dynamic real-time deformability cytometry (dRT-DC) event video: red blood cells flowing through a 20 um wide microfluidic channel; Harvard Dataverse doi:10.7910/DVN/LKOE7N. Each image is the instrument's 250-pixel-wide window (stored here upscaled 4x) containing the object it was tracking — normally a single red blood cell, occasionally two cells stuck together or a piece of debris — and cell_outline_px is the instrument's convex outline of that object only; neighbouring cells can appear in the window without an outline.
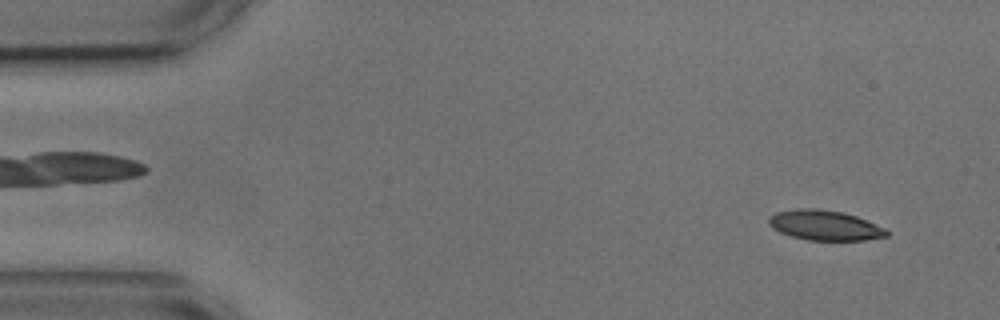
{"species": "common noctule bat (a hibernating species)", "species_latin": "Nyctalus noctula", "temperature_condition": "cold", "stored_images_in_passage": 4, "camera_frame_rate_fps": 3000, "um_per_image_px": 0.085, "animal": {"sex": "male", "body_mass_g": 17.9, "forearm_length_mm": 54.2}, "frame": {"image": 1, "passage_image": 1, "time_ms": 0.0, "image_size_px": [1000, 320], "cell_outline_px": [[888, 236], [864, 240], [808, 240], [792, 236], [780, 232], [772, 228], [768, 224], [768, 216], [776, 212], [800, 208], [816, 208], [840, 212], [856, 216], [884, 228], [888, 232]], "centroid_in_image_um": [70.06, 19.15], "position_along_channel_um": 14.9, "area_um2": 20.46}}
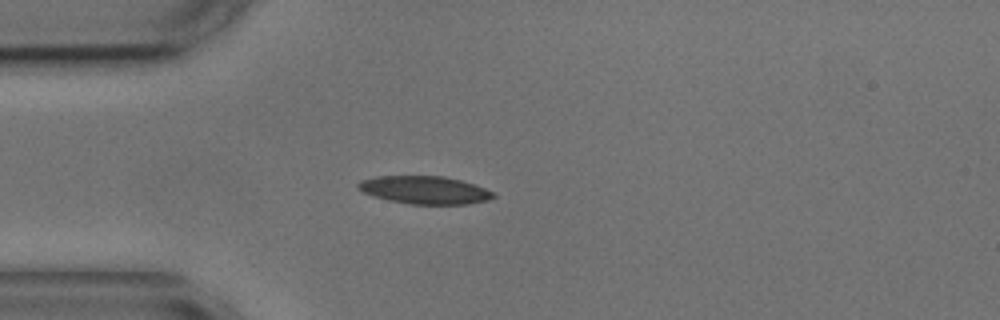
{"frame": {"image": 2, "passage_image": 4, "time_ms": 3.333, "image_size_px": [1000, 320], "cell_outline_px": [[496, 196], [488, 200], [468, 204], [408, 204], [388, 200], [372, 196], [356, 188], [356, 184], [360, 180], [376, 176], [444, 176], [460, 180], [484, 188], [492, 192]], "centroid_in_image_um": [36.04, 16.15], "position_along_channel_um": 49.0, "area_um2": 21.96}}